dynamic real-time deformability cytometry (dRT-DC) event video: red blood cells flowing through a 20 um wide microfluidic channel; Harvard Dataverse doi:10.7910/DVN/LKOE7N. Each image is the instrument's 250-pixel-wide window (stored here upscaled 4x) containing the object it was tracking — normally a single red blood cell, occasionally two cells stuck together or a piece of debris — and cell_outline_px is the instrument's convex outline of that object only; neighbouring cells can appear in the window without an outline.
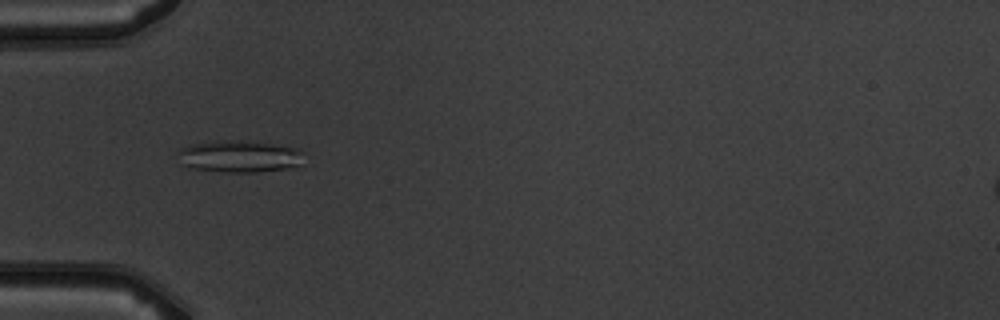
{"species": "common noctule bat (a hibernating species)", "species_latin": "Nyctalus noctula", "temperature_condition": "warm", "stored_images_in_passage": 8, "camera_frame_rate_fps": 3000, "um_per_image_px": 0.085, "animal": {"sex": "male", "body_mass_g": 19.5, "forearm_length_mm": 54.6}, "frame": {"image": 1, "passage_image": 5, "time_ms": 5.667, "image_size_px": [1000, 320], "cell_outline_px": [[304, 164], [288, 168], [256, 172], [224, 172], [192, 168], [180, 164], [176, 152], [180, 148], [188, 144], [212, 140], [236, 140], [300, 148], [304, 152]], "centroid_in_image_um": [20.32, 13.29], "position_along_channel_um": 64.7, "area_um2": 23.93}}
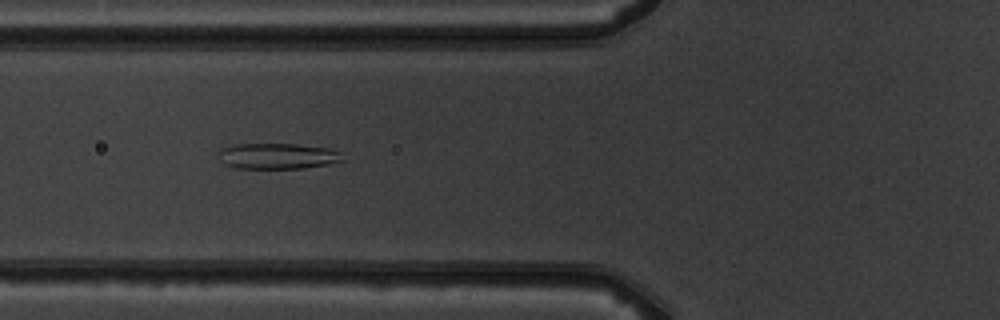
{"frame": {"image": 2, "passage_image": 6, "time_ms": 6.667, "image_size_px": [1000, 320], "cell_outline_px": [[344, 160], [328, 164], [304, 168], [236, 168], [224, 164], [220, 160], [220, 148], [236, 144], [296, 144], [328, 148], [340, 152]], "centroid_in_image_um": [23.59, 13.26], "position_along_channel_um": 102.2, "area_um2": 18.55}}